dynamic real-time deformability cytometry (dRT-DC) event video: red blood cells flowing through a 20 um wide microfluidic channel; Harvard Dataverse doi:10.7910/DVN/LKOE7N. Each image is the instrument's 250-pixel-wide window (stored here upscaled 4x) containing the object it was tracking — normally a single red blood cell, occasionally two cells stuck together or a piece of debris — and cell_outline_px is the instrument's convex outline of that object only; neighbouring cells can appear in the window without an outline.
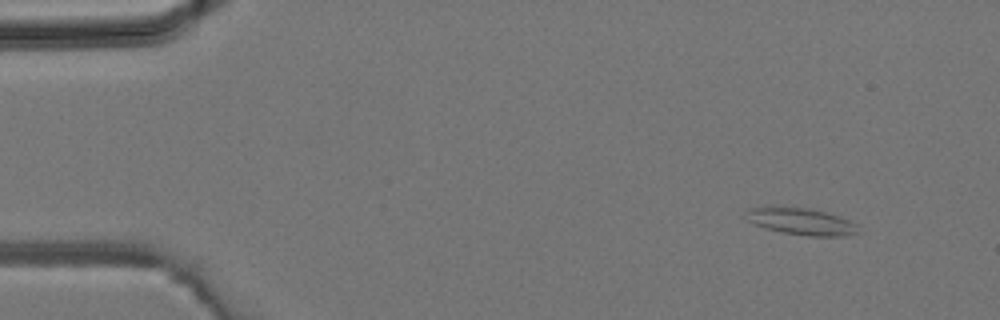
{"species": "common noctule bat (a hibernating species)", "species_latin": "Nyctalus noctula", "temperature_condition": "room temperature", "stored_images_in_passage": 3, "camera_frame_rate_fps": 3000, "um_per_image_px": 0.085, "animal": {"sex": "male", "body_mass_g": 19.2, "forearm_length_mm": 51.8}, "frame": {"image": 1, "passage_image": 1, "time_ms": 0.0, "image_size_px": [1000, 320], "cell_outline_px": [[856, 232], [844, 236], [808, 236], [784, 232], [764, 228], [752, 224], [744, 216], [744, 212], [752, 208], [772, 204], [812, 208], [828, 212], [840, 216], [856, 224]], "centroid_in_image_um": [68.0, 18.77], "position_along_channel_um": 17.0, "area_um2": 18.09}}
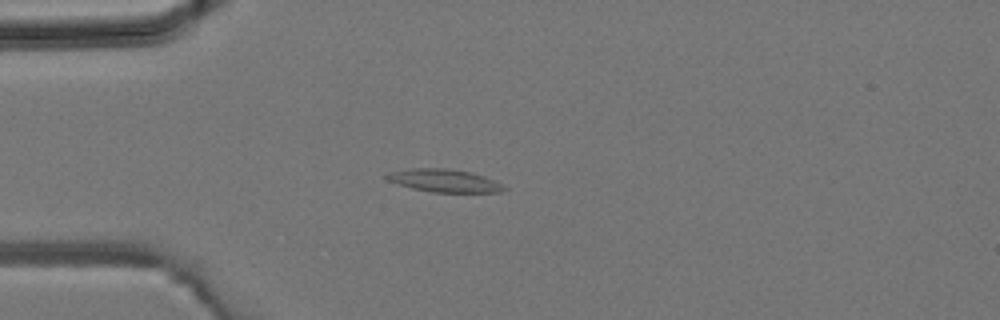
{"frame": {"image": 2, "passage_image": 3, "time_ms": 0.667, "image_size_px": [1000, 320], "cell_outline_px": [[508, 188], [500, 192], [432, 192], [412, 188], [388, 180], [384, 176], [388, 172], [412, 168], [448, 168], [468, 172], [484, 176]], "centroid_in_image_um": [37.73, 15.35], "position_along_channel_um": 47.3, "area_um2": 15.37}}